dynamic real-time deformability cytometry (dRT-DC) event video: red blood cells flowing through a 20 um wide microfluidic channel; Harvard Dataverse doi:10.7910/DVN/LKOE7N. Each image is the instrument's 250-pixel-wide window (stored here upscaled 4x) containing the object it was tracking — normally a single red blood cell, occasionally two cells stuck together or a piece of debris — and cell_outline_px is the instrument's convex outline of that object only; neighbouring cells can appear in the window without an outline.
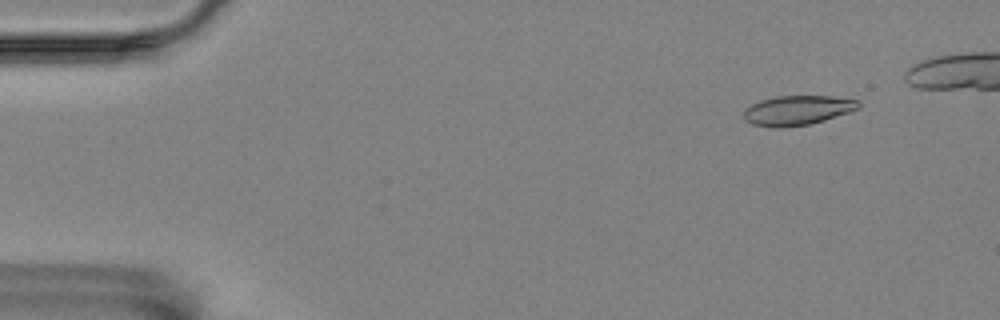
{"species": "Egyptian fruit bat (a non-hibernating species)", "species_latin": "Rousettus aegyptiacus", "temperature_condition": "room temperature", "stored_images_in_passage": 45, "camera_frame_rate_fps": 3000, "um_per_image_px": 0.085, "animal": {"sex": "female"}, "frame": {"image": 1, "passage_image": 1, "time_ms": 0.0, "image_size_px": [1000, 320], "cell_outline_px": [[860, 108], [824, 120], [808, 124], [780, 128], [752, 124], [744, 120], [744, 112], [752, 104], [760, 100], [776, 96], [832, 96], [860, 100]], "centroid_in_image_um": [67.8, 9.36], "position_along_channel_um": 17.2, "area_um2": 19.65}}
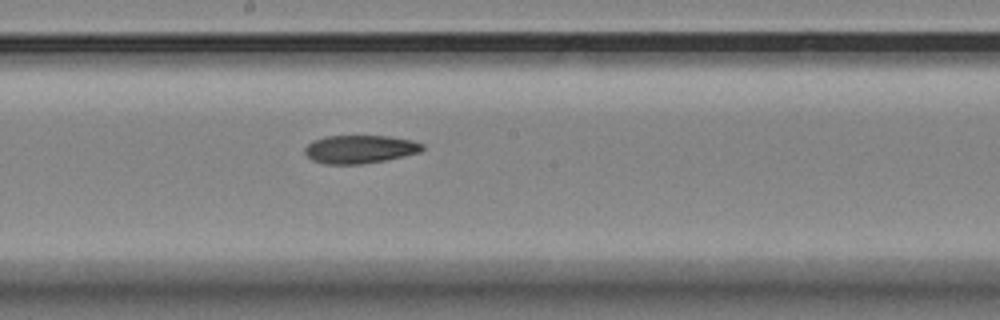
{"frame": {"image": 2, "passage_image": 26, "time_ms": 8.333, "image_size_px": [1000, 320], "cell_outline_px": [[424, 148], [420, 152], [384, 160], [360, 164], [324, 164], [312, 160], [304, 152], [304, 148], [312, 140], [324, 136], [388, 136], [412, 140], [424, 144]], "centroid_in_image_um": [30.56, 12.67], "position_along_channel_um": 217.6, "area_um2": 19.31}}
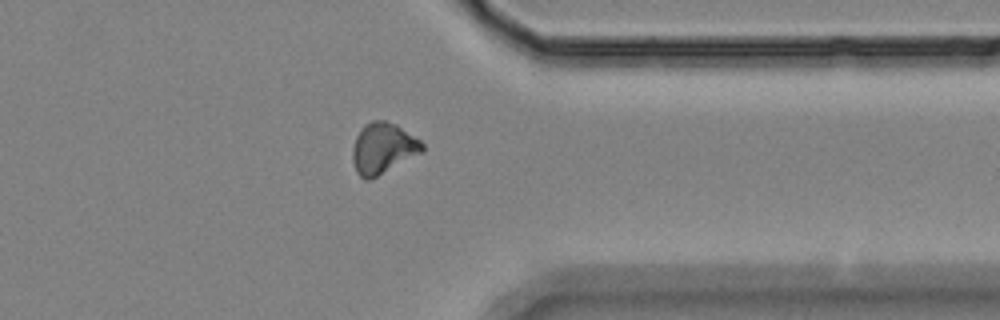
{"frame": {"image": 3, "passage_image": 40, "time_ms": 13.0, "image_size_px": [1000, 320], "cell_outline_px": [[424, 152], [368, 180], [364, 180], [356, 172], [352, 160], [352, 148], [356, 136], [360, 128], [364, 124], [372, 120], [384, 120], [396, 124], [420, 140], [424, 144]], "centroid_in_image_um": [32.54, 12.59], "position_along_channel_um": 378.9, "area_um2": 20.75}}